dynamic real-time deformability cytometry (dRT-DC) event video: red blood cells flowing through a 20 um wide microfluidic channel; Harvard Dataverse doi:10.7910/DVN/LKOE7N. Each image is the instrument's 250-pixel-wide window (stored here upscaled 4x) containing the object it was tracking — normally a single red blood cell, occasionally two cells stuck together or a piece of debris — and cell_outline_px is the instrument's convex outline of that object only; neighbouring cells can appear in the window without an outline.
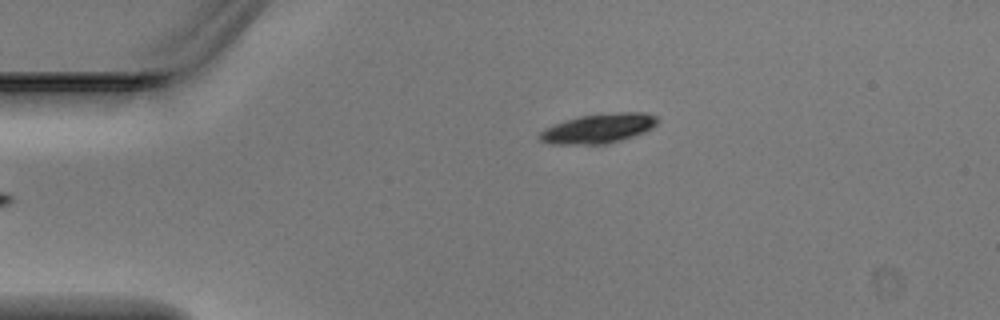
{"species": "Egyptian fruit bat (a non-hibernating species)", "species_latin": "Rousettus aegyptiacus", "temperature_condition": "warm", "stored_images_in_passage": 2, "camera_frame_rate_fps": 3000, "um_per_image_px": 0.085, "animal": {"sex": "male"}, "frame": {"image": 1, "passage_image": 2, "time_ms": 0.333, "image_size_px": [1000, 320], "cell_outline_px": [[660, 120], [652, 128], [644, 132], [620, 140], [604, 144], [552, 144], [540, 140], [540, 132], [544, 128], [552, 124], [564, 120], [580, 116], [616, 112], [644, 112], [656, 116]], "centroid_in_image_um": [50.87, 10.9], "position_along_channel_um": 34.1, "area_um2": 20.23}}